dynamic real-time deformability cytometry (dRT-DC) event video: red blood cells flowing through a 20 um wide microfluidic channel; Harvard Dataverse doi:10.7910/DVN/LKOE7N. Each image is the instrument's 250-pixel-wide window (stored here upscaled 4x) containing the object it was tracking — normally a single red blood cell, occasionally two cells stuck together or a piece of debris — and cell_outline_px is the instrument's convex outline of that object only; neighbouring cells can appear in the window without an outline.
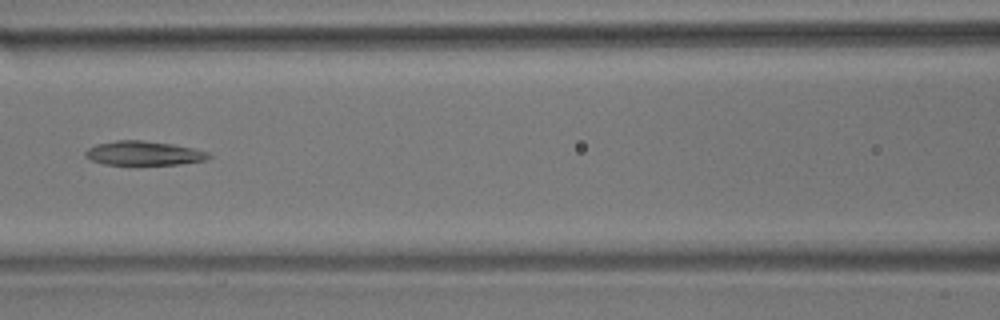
{"species": "common noctule bat (a hibernating species)", "species_latin": "Nyctalus noctula", "temperature_condition": "room temperature", "stored_images_in_passage": 8, "segment_of_instrument_passage": [2, 2], "camera_frame_rate_fps": 3000, "um_per_image_px": 0.085, "animal": {"sex": "male", "body_mass_g": 17.9}, "frame": {"image": 1, "passage_image": 6, "time_ms": 1.667, "image_size_px": [1000, 320], "cell_outline_px": [[212, 156], [204, 160], [180, 164], [104, 164], [92, 160], [84, 156], [84, 152], [88, 148], [96, 144], [116, 140], [140, 140], [172, 144], [192, 148], [208, 152]], "centroid_in_image_um": [12.19, 13.01], "position_along_channel_um": 154.4, "area_um2": 17.17}}
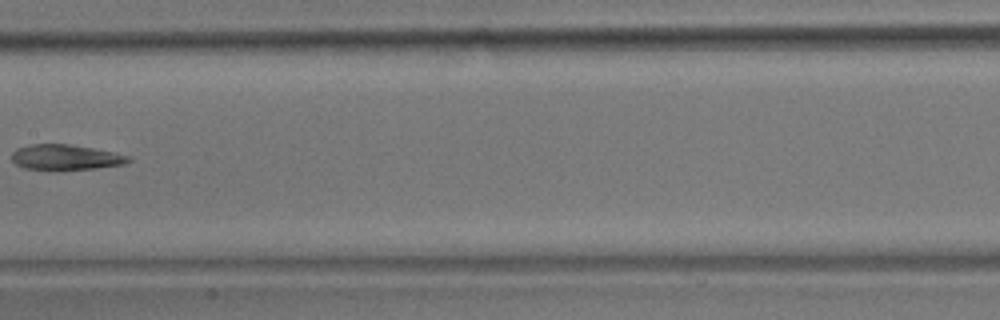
{"frame": {"image": 2, "passage_image": 7, "time_ms": 2.0, "image_size_px": [1000, 320], "cell_outline_px": [[132, 160], [124, 164], [96, 168], [60, 172], [24, 168], [16, 164], [12, 160], [12, 152], [16, 148], [32, 144], [68, 144], [92, 148], [132, 156]], "centroid_in_image_um": [5.57, 13.4], "position_along_channel_um": 201.8, "area_um2": 17.74}}